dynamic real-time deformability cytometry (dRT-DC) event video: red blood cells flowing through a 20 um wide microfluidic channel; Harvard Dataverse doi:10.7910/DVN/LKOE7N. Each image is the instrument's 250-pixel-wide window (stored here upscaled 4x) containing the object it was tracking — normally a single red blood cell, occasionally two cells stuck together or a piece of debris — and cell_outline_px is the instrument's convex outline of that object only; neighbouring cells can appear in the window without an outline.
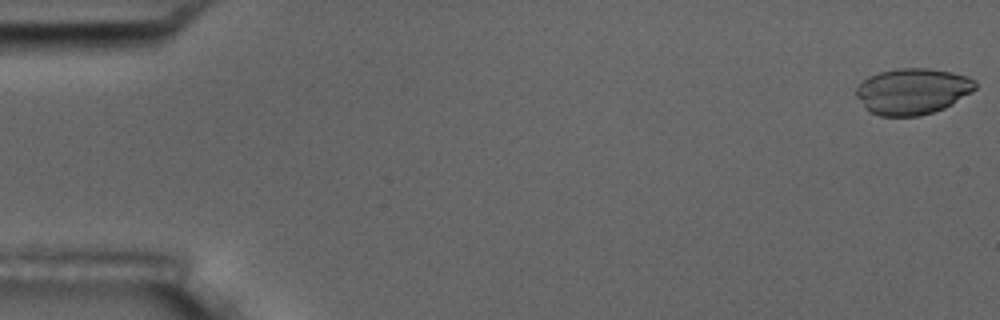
{"species": "common noctule bat (a hibernating species)", "species_latin": "Nyctalus noctula", "temperature_condition": "room temperature", "stored_images_in_passage": 16, "camera_frame_rate_fps": 3000, "um_per_image_px": 0.085, "animal": {"sex": "male", "body_mass_g": 17.5, "forearm_length_mm": 52.3}, "frame": {"image": 1, "passage_image": 1, "time_ms": 0.0, "image_size_px": [1000, 320], "cell_outline_px": [[976, 88], [972, 92], [952, 104], [944, 108], [920, 116], [880, 116], [868, 112], [856, 96], [856, 88], [868, 76], [880, 72], [896, 68], [928, 68], [952, 72], [968, 76], [976, 80]], "centroid_in_image_um": [77.57, 7.76], "position_along_channel_um": 7.4, "area_um2": 32.19}}